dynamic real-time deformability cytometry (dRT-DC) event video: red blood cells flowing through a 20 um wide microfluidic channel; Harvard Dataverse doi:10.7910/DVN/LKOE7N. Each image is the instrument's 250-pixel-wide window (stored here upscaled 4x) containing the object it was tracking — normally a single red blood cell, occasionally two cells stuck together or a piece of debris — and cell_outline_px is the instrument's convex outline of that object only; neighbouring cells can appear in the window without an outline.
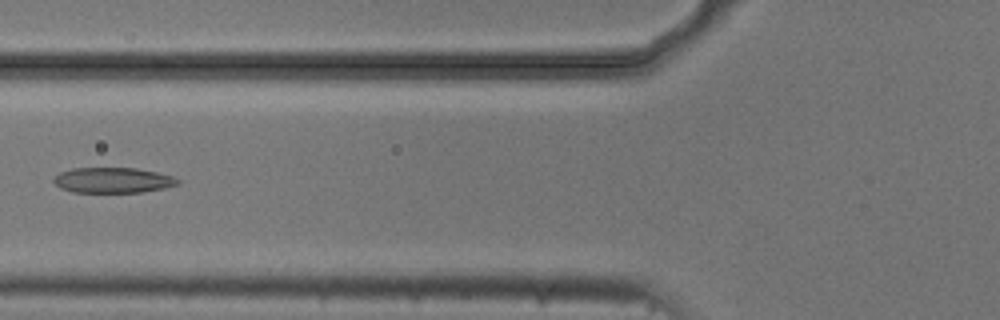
{"species": "common noctule bat (a hibernating species)", "species_latin": "Nyctalus noctula", "temperature_condition": "cold", "stored_images_in_passage": 3, "camera_frame_rate_fps": 3000, "um_per_image_px": 0.085, "animal": {"sex": "male", "body_mass_g": 20.5, "forearm_length_mm": 52.5}, "frame": {"image": 1, "passage_image": 3, "time_ms": 0.667, "image_size_px": [1000, 320], "cell_outline_px": [[180, 184], [164, 188], [144, 192], [72, 192], [60, 188], [52, 180], [60, 172], [72, 168], [136, 168], [156, 172], [172, 176], [180, 180]], "centroid_in_image_um": [9.6, 15.32], "position_along_channel_um": 116.2, "area_um2": 18.38}}